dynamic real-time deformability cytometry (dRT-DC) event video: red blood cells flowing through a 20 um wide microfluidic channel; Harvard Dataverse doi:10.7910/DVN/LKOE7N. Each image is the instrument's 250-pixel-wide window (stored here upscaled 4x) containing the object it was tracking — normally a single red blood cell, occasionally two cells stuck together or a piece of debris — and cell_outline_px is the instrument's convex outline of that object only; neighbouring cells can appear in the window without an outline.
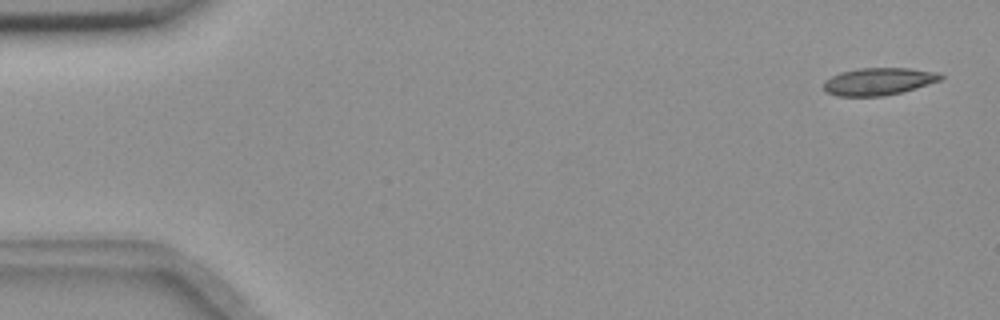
{"species": "common noctule bat (a hibernating species)", "species_latin": "Nyctalus noctula", "temperature_condition": "room temperature", "stored_images_in_passage": 55, "camera_frame_rate_fps": 3000, "um_per_image_px": 0.085, "animal": {"sex": "female", "body_mass_g": 18.4}, "frame": {"image": 1, "passage_image": 2, "time_ms": 0.333, "image_size_px": [1000, 320], "cell_outline_px": [[944, 76], [940, 80], [916, 88], [884, 96], [836, 96], [828, 92], [824, 88], [824, 80], [840, 72], [860, 68], [908, 68], [936, 72]], "centroid_in_image_um": [74.66, 6.92], "position_along_channel_um": 10.3, "area_um2": 18.5}}
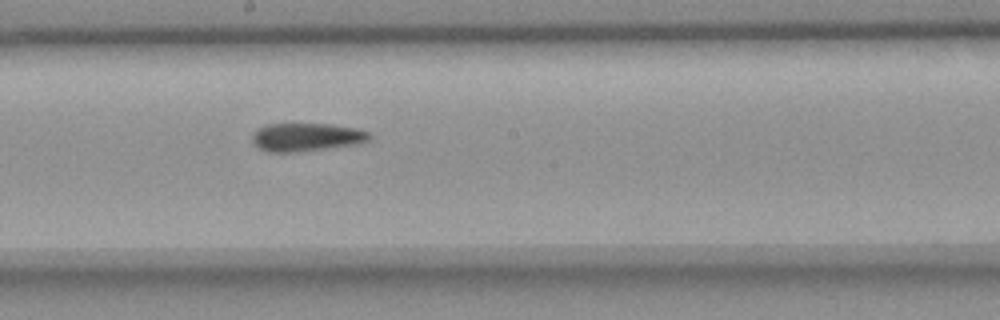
{"frame": {"image": 2, "passage_image": 30, "time_ms": 9.667, "image_size_px": [1000, 320], "cell_outline_px": [[372, 136], [368, 140], [356, 144], [292, 152], [268, 152], [260, 148], [252, 140], [252, 132], [256, 128], [268, 124], [332, 124], [356, 128], [368, 132]], "centroid_in_image_um": [26.01, 11.64], "position_along_channel_um": 222.2, "area_um2": 19.07}}
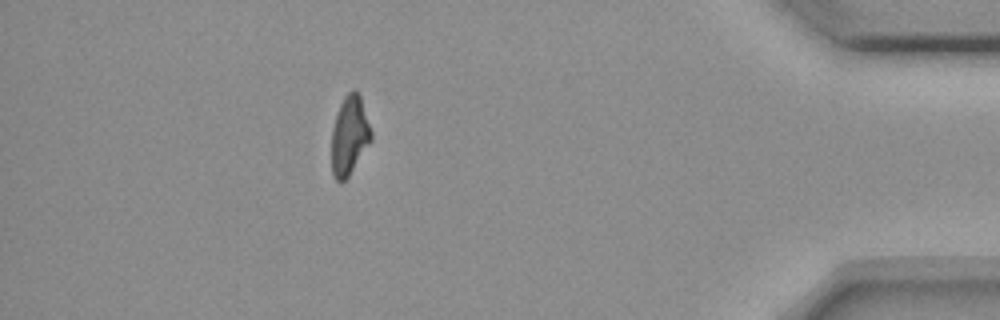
{"frame": {"image": 3, "passage_image": 49, "time_ms": 16.0, "image_size_px": [1000, 320], "cell_outline_px": [[372, 140], [348, 176], [340, 184], [336, 180], [332, 172], [332, 128], [340, 104], [344, 96], [352, 88], [356, 88], [360, 96], [372, 132]], "centroid_in_image_um": [29.71, 11.5], "position_along_channel_um": 405.5, "area_um2": 18.15}, "authors_computed_cell_mechanics": {"area_um2": 19.074, "velocity_mm_per_s": 3.6599, "shape_relaxation_time_tau1_ms": null, "shape_relaxation_time_tau2_ms": 4.3874, "deformation_change_tau1": null, "deformation_change_tau2": 0.1113}}